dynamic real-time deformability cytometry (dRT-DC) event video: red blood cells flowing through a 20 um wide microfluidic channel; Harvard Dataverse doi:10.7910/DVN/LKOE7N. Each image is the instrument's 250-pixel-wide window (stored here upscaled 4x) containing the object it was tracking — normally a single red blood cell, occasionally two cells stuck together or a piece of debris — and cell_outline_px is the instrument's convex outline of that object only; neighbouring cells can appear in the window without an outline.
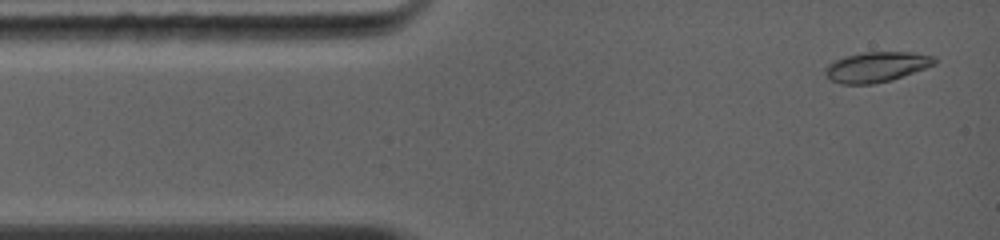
{"species": "common noctule bat (a hibernating species)", "species_latin": "Nyctalus noctula", "temperature_condition": "warm", "stored_images_in_passage": 19, "camera_frame_rate_fps": 5000, "um_per_image_px": 0.085, "animal": {"sex": "female", "body_mass_g": 19.0, "forearm_length_mm": 56.7}, "frame": {"image": 1, "passage_image": 1, "time_ms": 0.0, "image_size_px": [1000, 240], "cell_outline_px": [[936, 64], [892, 80], [872, 84], [840, 84], [832, 80], [824, 72], [824, 68], [832, 60], [844, 56], [864, 52], [912, 52], [936, 56]], "centroid_in_image_um": [74.49, 5.68], "position_along_channel_um": 10.5, "area_um2": 19.36}}
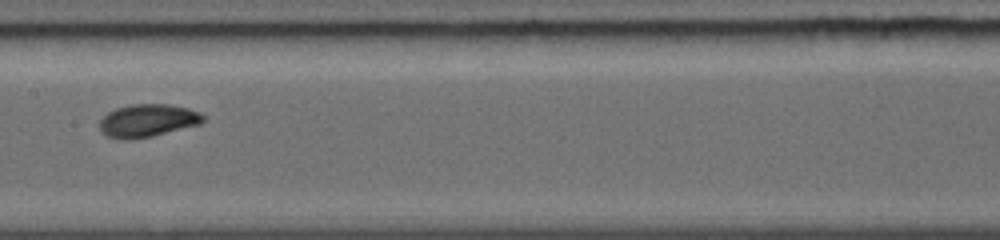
{"frame": {"image": 2, "passage_image": 8, "time_ms": 5.6, "image_size_px": [1000, 240], "cell_outline_px": [[204, 120], [200, 124], [152, 136], [108, 136], [100, 128], [100, 120], [108, 112], [116, 108], [132, 104], [172, 104], [188, 108], [200, 112], [204, 116]], "centroid_in_image_um": [12.63, 10.18], "position_along_channel_um": 194.8, "area_um2": 19.02}}
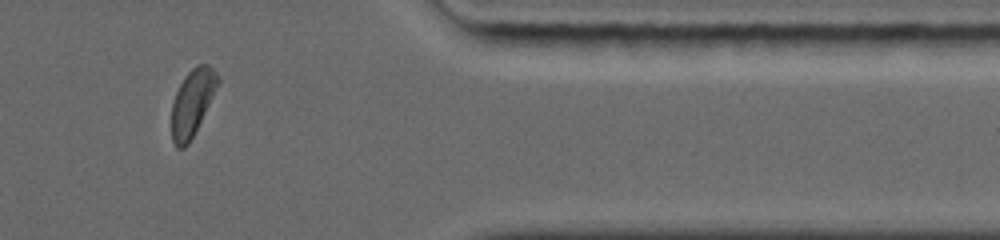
{"frame": {"image": 3, "passage_image": 15, "time_ms": 10.6, "image_size_px": [1000, 240], "cell_outline_px": [[220, 80], [188, 144], [184, 148], [176, 148], [172, 140], [172, 104], [176, 92], [184, 76], [196, 64], [208, 64], [220, 76]], "centroid_in_image_um": [16.33, 8.68], "position_along_channel_um": 395.1, "area_um2": 17.46}, "authors_computed_cell_mechanics": {"area_um2": 18.6694, "velocity_mm_per_s": 4.3814, "shape_relaxation_time_tau1_ms": 1.8443, "shape_relaxation_time_tau2_ms": null, "deformation_change_tau1": 0.1329, "deformation_change_tau2": null}}